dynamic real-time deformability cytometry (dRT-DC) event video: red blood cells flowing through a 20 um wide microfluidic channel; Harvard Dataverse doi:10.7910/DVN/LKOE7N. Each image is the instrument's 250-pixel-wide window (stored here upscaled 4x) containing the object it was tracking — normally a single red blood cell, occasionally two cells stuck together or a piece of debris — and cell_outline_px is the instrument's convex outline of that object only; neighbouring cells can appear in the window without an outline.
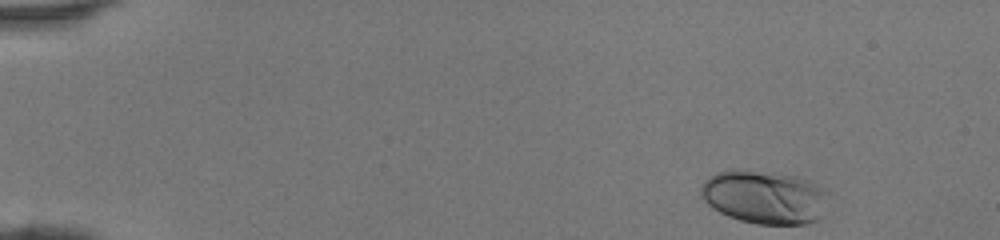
{"species": "human", "species_latin": "Homo sapiens", "temperature_condition": "room temperature", "stored_images_in_passage": 42, "camera_frame_rate_fps": 3000, "um_per_image_px": 0.085, "donor": {"sex": "female"}, "frame": {"image": 1, "passage_image": 1, "time_ms": 0.0, "image_size_px": [1000, 240], "cell_outline_px": [[828, 188], [824, 216], [820, 220], [808, 224], [756, 224], [740, 220], [728, 216], [712, 208], [700, 196], [700, 184], [708, 176], [716, 172], [752, 172], [796, 176], [808, 180]], "centroid_in_image_um": [65.03, 16.8], "position_along_channel_um": 20.0, "area_um2": 39.59}}
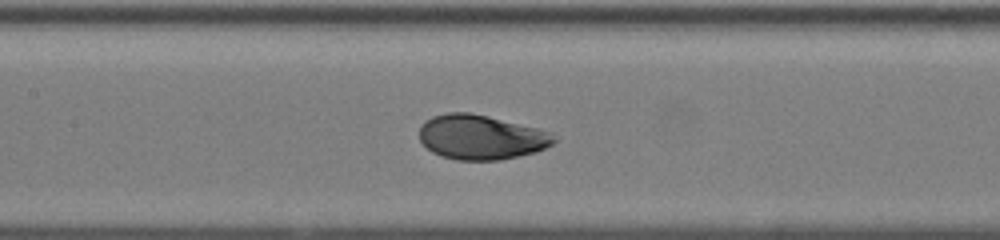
{"frame": {"image": 2, "passage_image": 19, "time_ms": 6.0, "image_size_px": [1000, 240], "cell_outline_px": [[556, 140], [552, 144], [536, 152], [520, 156], [500, 160], [456, 160], [440, 156], [432, 152], [420, 140], [420, 124], [424, 120], [432, 116], [448, 112], [468, 112], [488, 116], [552, 132]], "centroid_in_image_um": [40.87, 11.66], "position_along_channel_um": 166.5, "area_um2": 35.08}}
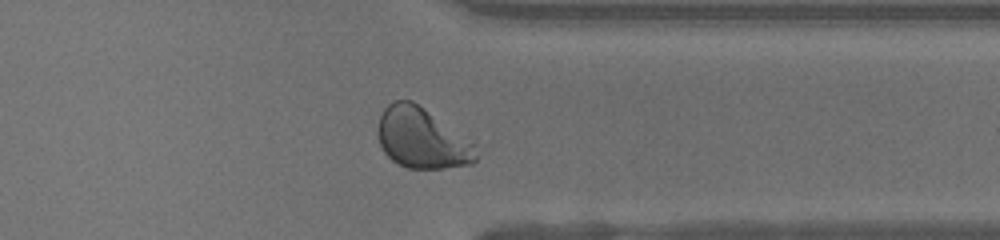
{"frame": {"image": 3, "passage_image": 33, "time_ms": 10.667, "image_size_px": [1000, 240], "cell_outline_px": [[480, 148], [476, 160], [472, 164], [444, 168], [408, 168], [392, 160], [384, 152], [380, 144], [376, 132], [376, 128], [380, 116], [384, 108], [392, 100], [412, 100]], "centroid_in_image_um": [35.84, 11.76], "position_along_channel_um": 375.6, "area_um2": 34.51}}